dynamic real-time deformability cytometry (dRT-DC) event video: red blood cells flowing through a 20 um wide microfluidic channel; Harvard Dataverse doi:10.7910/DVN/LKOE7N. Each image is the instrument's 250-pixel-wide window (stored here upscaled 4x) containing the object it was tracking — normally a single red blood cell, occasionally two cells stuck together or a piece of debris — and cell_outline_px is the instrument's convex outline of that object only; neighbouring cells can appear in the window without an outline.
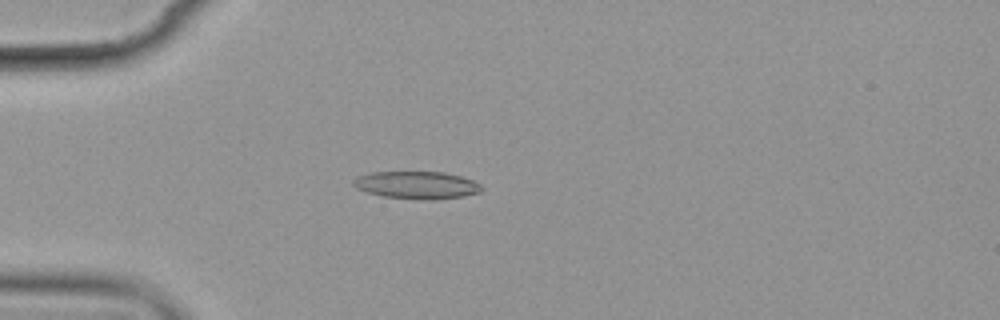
{"species": "common noctule bat (a hibernating species)", "species_latin": "Nyctalus noctula", "temperature_condition": "cold", "stored_images_in_passage": 5, "camera_frame_rate_fps": 3000, "um_per_image_px": 0.085, "animal": {"sex": "female", "body_mass_g": 19.9}, "frame": {"image": 1, "passage_image": 4, "time_ms": 3.667, "image_size_px": [1000, 320], "cell_outline_px": [[484, 188], [480, 192], [464, 196], [436, 200], [428, 200], [384, 196], [368, 192], [356, 188], [352, 184], [352, 180], [356, 176], [372, 172], [444, 172], [460, 176], [472, 180], [480, 184]], "centroid_in_image_um": [35.43, 15.73], "position_along_channel_um": 49.6, "area_um2": 20.58}}